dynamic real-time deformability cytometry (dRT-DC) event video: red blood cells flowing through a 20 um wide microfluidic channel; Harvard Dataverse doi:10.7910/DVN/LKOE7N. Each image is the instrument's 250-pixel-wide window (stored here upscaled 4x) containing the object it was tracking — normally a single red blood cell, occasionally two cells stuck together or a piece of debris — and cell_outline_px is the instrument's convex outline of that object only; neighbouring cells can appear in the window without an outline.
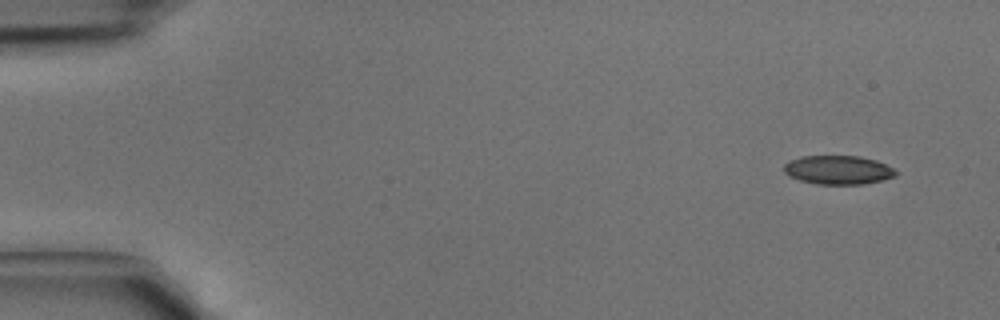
{"species": "common noctule bat (a hibernating species)", "species_latin": "Nyctalus noctula", "temperature_condition": "cold", "stored_images_in_passage": 41, "camera_frame_rate_fps": 3000, "um_per_image_px": 0.085, "animal": {"sex": "male", "body_mass_g": 15.6}, "frame": {"image": 1, "passage_image": 1, "time_ms": 0.0, "image_size_px": [1000, 320], "cell_outline_px": [[896, 176], [884, 180], [864, 184], [816, 184], [800, 180], [788, 176], [784, 172], [784, 164], [788, 160], [800, 156], [860, 156], [876, 160], [892, 168], [896, 172]], "centroid_in_image_um": [71.21, 14.44], "position_along_channel_um": 13.8, "area_um2": 18.9}}
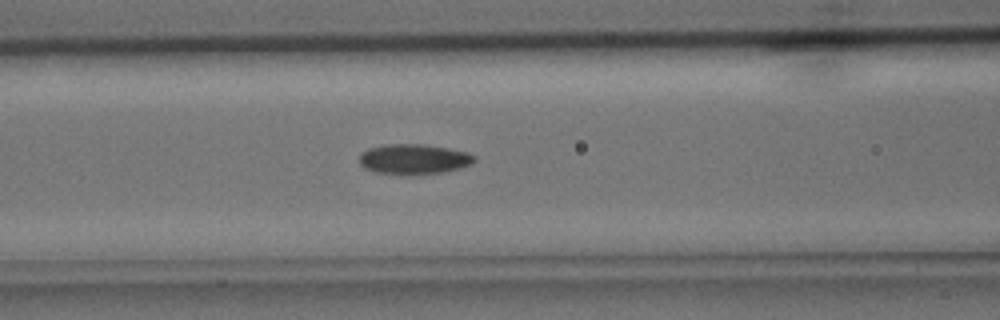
{"frame": {"image": 2, "passage_image": 16, "time_ms": 5.0, "image_size_px": [1000, 320], "cell_outline_px": [[476, 160], [472, 164], [460, 168], [444, 172], [376, 172], [364, 168], [360, 164], [360, 152], [368, 148], [384, 144], [424, 144], [448, 148], [468, 152], [476, 156]], "centroid_in_image_um": [35.2, 13.48], "position_along_channel_um": 131.4, "area_um2": 19.71}}
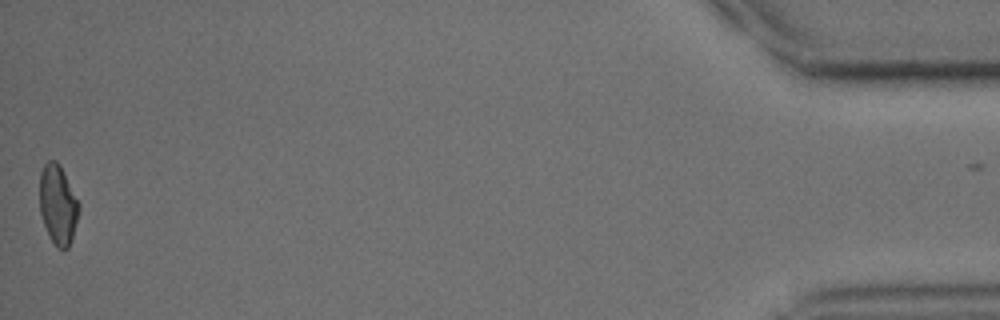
{"frame": {"image": 3, "passage_image": 41, "time_ms": 13.333, "image_size_px": [1000, 320], "cell_outline_px": [[80, 208], [72, 240], [68, 248], [56, 248], [48, 236], [40, 212], [40, 172], [44, 164], [48, 160], [56, 160], [60, 164], [80, 204]], "centroid_in_image_um": [4.93, 17.39], "position_along_channel_um": 430.3, "area_um2": 18.38}}